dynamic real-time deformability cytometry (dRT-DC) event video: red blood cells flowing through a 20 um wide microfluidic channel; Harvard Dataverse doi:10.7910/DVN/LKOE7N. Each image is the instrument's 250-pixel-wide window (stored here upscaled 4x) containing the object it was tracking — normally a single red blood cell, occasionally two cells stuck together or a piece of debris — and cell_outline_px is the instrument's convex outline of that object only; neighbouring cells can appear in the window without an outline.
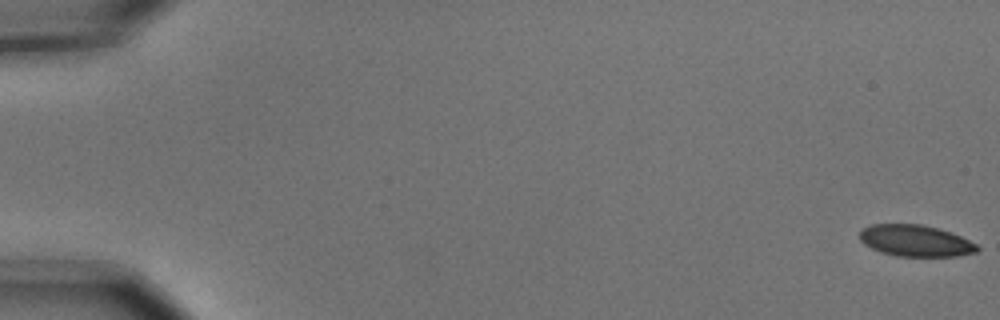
{"species": "common noctule bat (a hibernating species)", "species_latin": "Nyctalus noctula", "temperature_condition": "cold", "stored_images_in_passage": 9, "camera_frame_rate_fps": 3000, "um_per_image_px": 0.085, "animal": {"sex": "male", "body_mass_g": 15.6}, "frame": {"image": 1, "passage_image": 1, "time_ms": 0.0, "image_size_px": [1000, 320], "cell_outline_px": [[980, 248], [976, 252], [956, 256], [896, 256], [880, 252], [864, 244], [860, 240], [860, 228], [872, 224], [924, 224], [960, 236], [976, 244]], "centroid_in_image_um": [77.77, 20.46], "position_along_channel_um": 7.2, "area_um2": 21.5}}
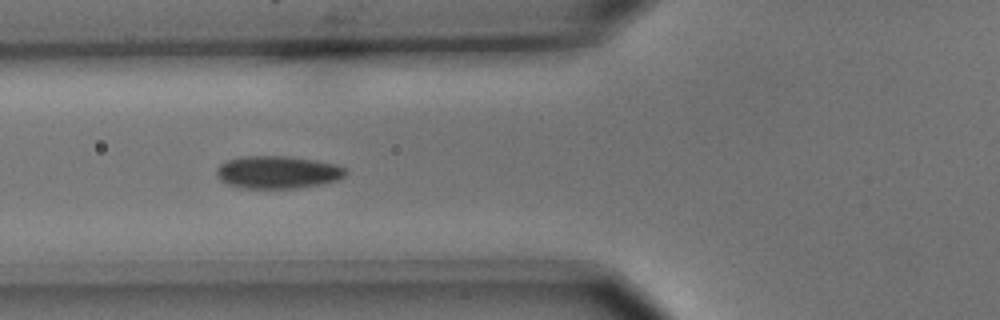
{"frame": {"image": 2, "passage_image": 7, "time_ms": 2.0, "image_size_px": [1000, 320], "cell_outline_px": [[348, 172], [344, 176], [336, 180], [320, 184], [296, 188], [248, 188], [228, 184], [220, 180], [216, 176], [216, 168], [224, 160], [240, 156], [284, 156], [316, 160], [336, 164], [344, 168]], "centroid_in_image_um": [23.56, 14.62], "position_along_channel_um": 102.2, "area_um2": 24.57}}
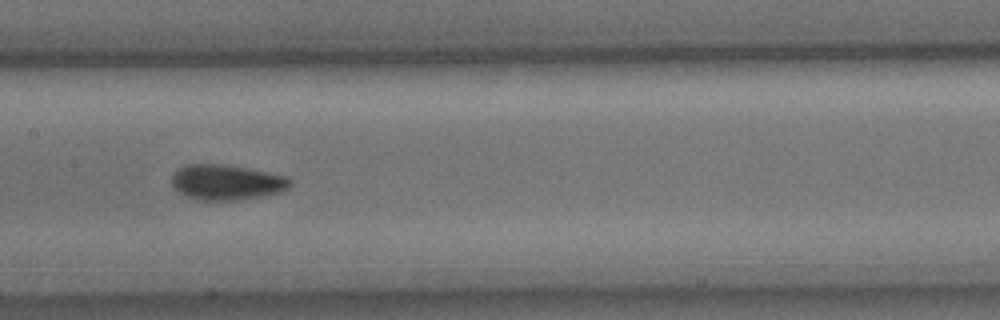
{"frame": {"image": 3, "passage_image": 9, "time_ms": 2.667, "image_size_px": [1000, 320], "cell_outline_px": [[292, 184], [288, 188], [280, 192], [260, 196], [236, 200], [200, 200], [188, 196], [180, 192], [172, 184], [172, 172], [184, 164], [228, 164], [288, 176], [292, 180]], "centroid_in_image_um": [19.27, 15.47], "position_along_channel_um": 188.1, "area_um2": 24.45}}